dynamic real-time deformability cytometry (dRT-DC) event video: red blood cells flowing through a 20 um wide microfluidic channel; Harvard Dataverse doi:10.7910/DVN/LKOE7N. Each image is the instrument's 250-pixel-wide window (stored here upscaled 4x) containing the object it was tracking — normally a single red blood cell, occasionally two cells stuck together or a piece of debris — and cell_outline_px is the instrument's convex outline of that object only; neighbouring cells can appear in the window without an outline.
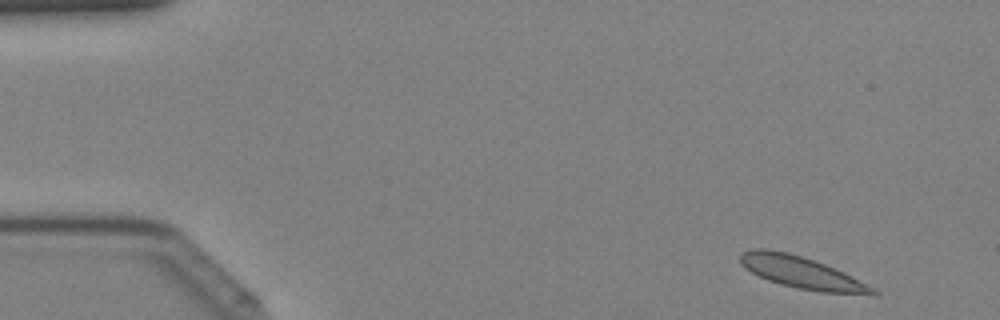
{"species": "Egyptian fruit bat (a non-hibernating species)", "species_latin": "Rousettus aegyptiacus", "temperature_condition": "cold", "stored_images_in_passage": 41, "camera_frame_rate_fps": 3000, "um_per_image_px": 0.085, "animal": {"sex": "female"}, "frame": {"image": 1, "passage_image": 2, "time_ms": 0.333, "image_size_px": [1000, 320], "cell_outline_px": [[880, 292], [876, 296], [872, 296], [820, 292], [796, 288], [780, 284], [768, 280], [744, 268], [740, 264], [740, 252], [752, 248], [768, 248], [788, 252], [824, 264], [844, 272]], "centroid_in_image_um": [68.14, 23.18], "position_along_channel_um": 16.9, "area_um2": 24.85}}
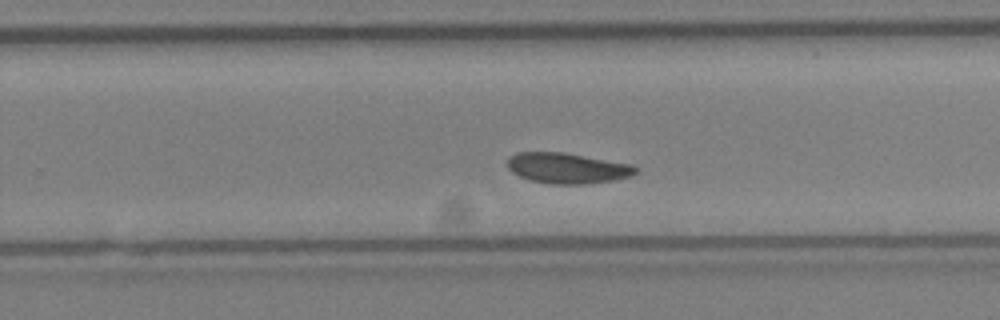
{"frame": {"image": 2, "passage_image": 26, "time_ms": 8.333, "image_size_px": [1000, 320], "cell_outline_px": [[636, 172], [632, 176], [612, 180], [584, 184], [552, 184], [532, 180], [520, 176], [512, 172], [508, 168], [508, 156], [516, 152], [564, 152], [632, 164], [636, 168]], "centroid_in_image_um": [48.2, 14.28], "position_along_channel_um": 281.6, "area_um2": 22.77}}
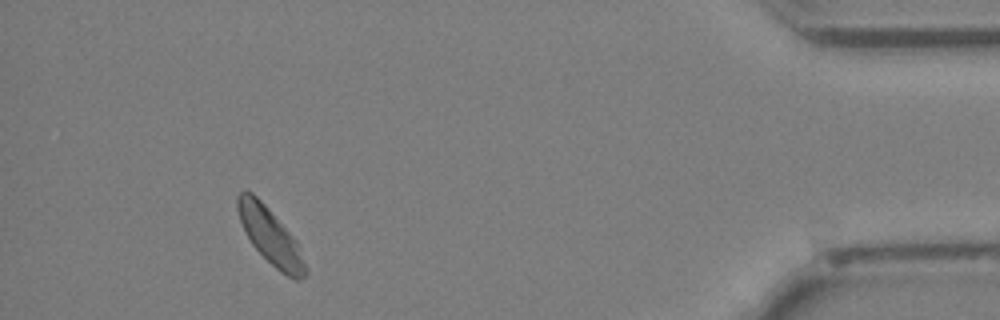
{"frame": {"image": 3, "passage_image": 38, "time_ms": 12.333, "image_size_px": [1000, 320], "cell_outline_px": [[308, 272], [300, 280], [296, 280], [280, 272], [252, 244], [240, 220], [236, 208], [236, 196], [240, 192], [252, 192], [268, 208], [296, 240]], "centroid_in_image_um": [22.97, 20.07], "position_along_channel_um": 412.2, "area_um2": 21.56}}